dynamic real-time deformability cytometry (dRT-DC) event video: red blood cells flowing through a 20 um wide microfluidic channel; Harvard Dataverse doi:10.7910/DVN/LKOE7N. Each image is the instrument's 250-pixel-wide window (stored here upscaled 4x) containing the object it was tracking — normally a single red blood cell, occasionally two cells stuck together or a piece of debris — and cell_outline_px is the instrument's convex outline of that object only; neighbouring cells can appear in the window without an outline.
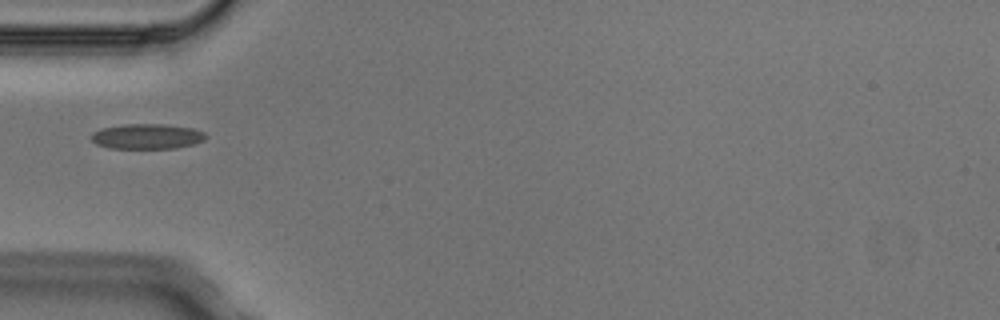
{"species": "Egyptian fruit bat (a non-hibernating species)", "species_latin": "Rousettus aegyptiacus", "temperature_condition": "cold", "stored_images_in_passage": 2, "camera_frame_rate_fps": 3000, "um_per_image_px": 0.085, "animal": {"sex": "male"}, "frame": {"image": 1, "passage_image": 1, "time_ms": 0.0, "image_size_px": [1000, 320], "cell_outline_px": [[208, 136], [204, 140], [192, 144], [176, 148], [108, 148], [96, 144], [88, 136], [92, 132], [100, 128], [124, 124], [164, 124], [192, 128], [204, 132]], "centroid_in_image_um": [12.45, 11.59], "position_along_channel_um": 72.5, "area_um2": 16.94}}
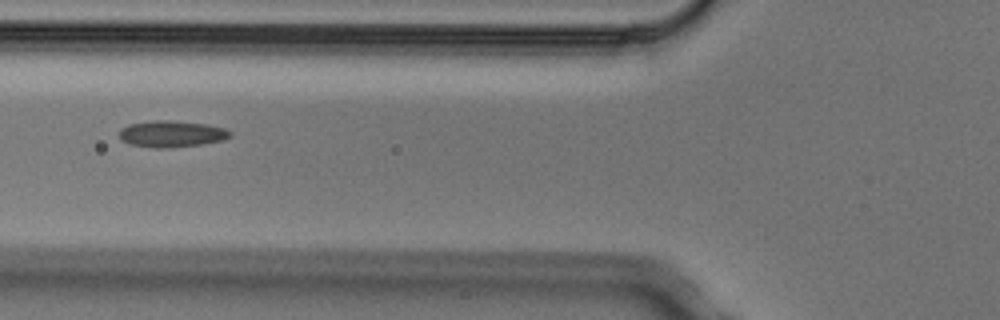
{"frame": {"image": 2, "passage_image": 2, "time_ms": 0.333, "image_size_px": [1000, 320], "cell_outline_px": [[232, 136], [224, 140], [204, 144], [172, 148], [156, 148], [128, 144], [120, 140], [120, 128], [128, 124], [152, 120], [168, 120], [204, 124], [224, 128], [232, 132]], "centroid_in_image_um": [14.57, 11.39], "position_along_channel_um": 111.2, "area_um2": 17.34}}